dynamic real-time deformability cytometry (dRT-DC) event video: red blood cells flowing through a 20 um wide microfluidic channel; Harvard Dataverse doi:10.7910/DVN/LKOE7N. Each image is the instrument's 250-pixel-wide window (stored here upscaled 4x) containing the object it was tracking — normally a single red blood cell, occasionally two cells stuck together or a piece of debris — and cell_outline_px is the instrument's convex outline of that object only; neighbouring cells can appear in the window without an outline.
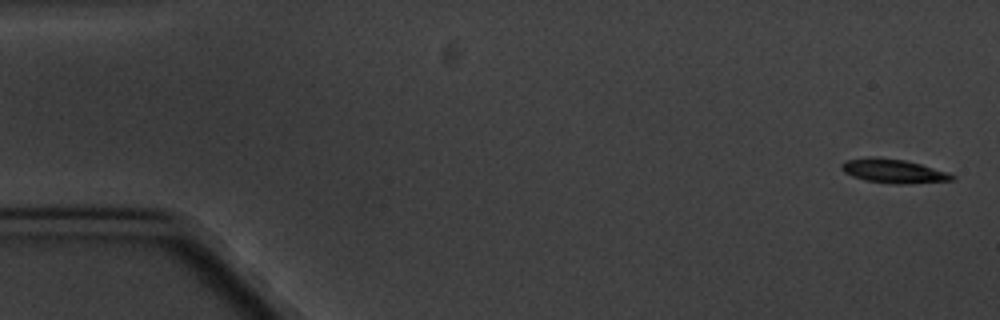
{"species": "common noctule bat (a hibernating species)", "species_latin": "Nyctalus noctula", "temperature_condition": "cold", "stored_images_in_passage": 7, "camera_frame_rate_fps": 3000, "um_per_image_px": 0.085, "animal": {"sex": "male", "body_mass_g": 20.1, "forearm_length_mm": 53.5}, "frame": {"image": 1, "passage_image": 1, "time_ms": 0.0, "image_size_px": [1000, 320], "cell_outline_px": [[956, 176], [952, 180], [908, 184], [900, 184], [868, 180], [852, 176], [844, 172], [840, 168], [840, 164], [844, 160], [872, 156], [876, 156], [904, 160], [920, 164], [948, 172]], "centroid_in_image_um": [75.91, 14.52], "position_along_channel_um": 9.1, "area_um2": 15.37}}